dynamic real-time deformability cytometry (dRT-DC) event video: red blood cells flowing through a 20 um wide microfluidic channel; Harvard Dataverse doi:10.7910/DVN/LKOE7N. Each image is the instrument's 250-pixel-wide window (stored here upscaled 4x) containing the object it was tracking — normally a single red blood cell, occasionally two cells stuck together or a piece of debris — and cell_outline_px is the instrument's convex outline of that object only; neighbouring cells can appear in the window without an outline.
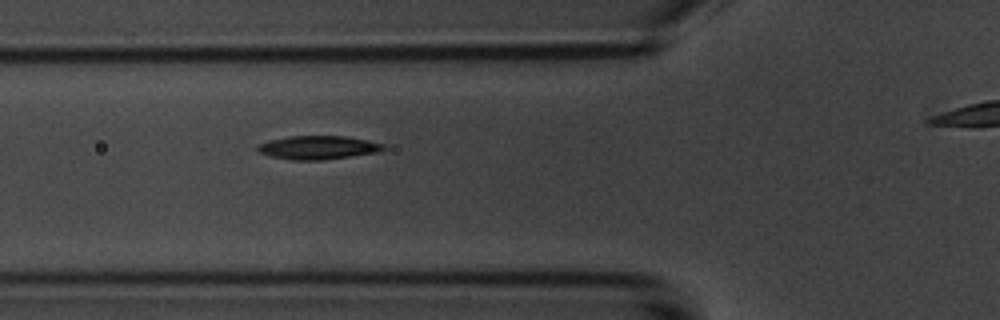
{"species": "common noctule bat (a hibernating species)", "species_latin": "Nyctalus noctula", "temperature_condition": "room temperature", "stored_images_in_passage": 5, "segment_of_instrument_passage": [1, 2], "camera_frame_rate_fps": 3000, "um_per_image_px": 0.085, "animal": {"sex": "male", "body_mass_g": 20.1, "forearm_length_mm": 53.5}, "frame": {"image": 1, "passage_image": 4, "time_ms": 3.333, "image_size_px": [1000, 320], "cell_outline_px": [[388, 148], [376, 152], [324, 160], [292, 160], [272, 156], [260, 152], [256, 148], [260, 144], [272, 140], [292, 136], [344, 136], [384, 144]], "centroid_in_image_um": [27.06, 12.54], "position_along_channel_um": 98.7, "area_um2": 16.88}}